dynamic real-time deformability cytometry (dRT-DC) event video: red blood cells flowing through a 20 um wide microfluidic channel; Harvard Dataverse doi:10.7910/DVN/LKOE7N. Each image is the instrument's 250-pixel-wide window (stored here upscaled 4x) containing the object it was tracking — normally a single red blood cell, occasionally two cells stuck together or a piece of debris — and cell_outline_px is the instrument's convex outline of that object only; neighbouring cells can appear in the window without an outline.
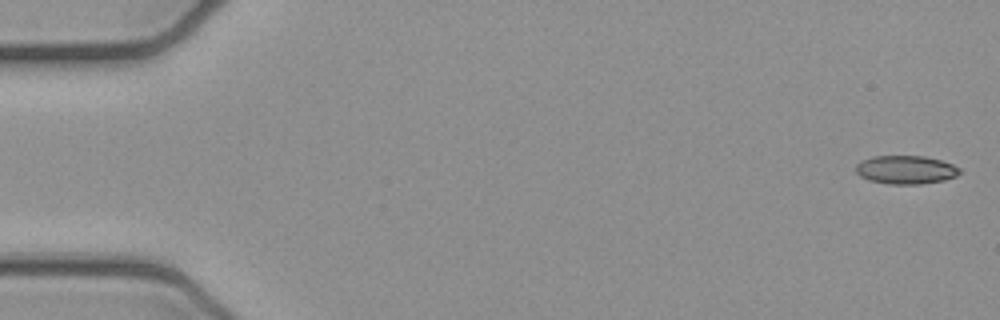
{"species": "common noctule bat (a hibernating species)", "species_latin": "Nyctalus noctula", "temperature_condition": "cold", "stored_images_in_passage": 3, "camera_frame_rate_fps": 3000, "um_per_image_px": 0.085, "animal": {"sex": "female", "body_mass_g": 21.9}, "frame": {"image": 1, "passage_image": 1, "time_ms": 0.0, "image_size_px": [1000, 320], "cell_outline_px": [[960, 172], [956, 176], [944, 180], [920, 184], [888, 184], [868, 180], [860, 176], [856, 172], [856, 164], [860, 160], [872, 156], [924, 156], [940, 160], [952, 164], [960, 168]], "centroid_in_image_um": [76.96, 14.43], "position_along_channel_um": 8.0, "area_um2": 17.28}}